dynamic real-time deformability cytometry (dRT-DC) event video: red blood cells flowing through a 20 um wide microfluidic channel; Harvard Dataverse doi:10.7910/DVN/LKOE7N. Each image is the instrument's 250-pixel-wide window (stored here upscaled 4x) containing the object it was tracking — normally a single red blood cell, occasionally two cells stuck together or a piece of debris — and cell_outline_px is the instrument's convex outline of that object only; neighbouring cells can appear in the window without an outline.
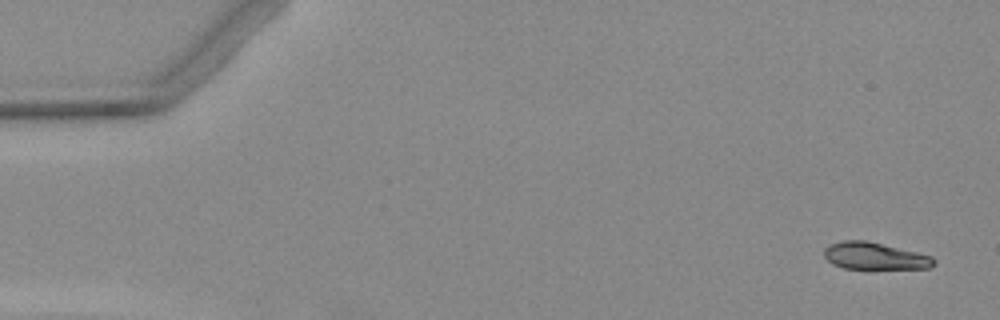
{"species": "Egyptian fruit bat (a non-hibernating species)", "species_latin": "Rousettus aegyptiacus", "temperature_condition": "warm", "stored_images_in_passage": 6, "camera_frame_rate_fps": 3000, "um_per_image_px": 0.085, "animal": {"sex": "female"}, "frame": {"image": 1, "passage_image": 1, "time_ms": 0.0, "image_size_px": [1000, 320], "cell_outline_px": [[936, 264], [928, 268], [844, 268], [832, 264], [824, 256], [824, 248], [832, 244], [844, 240], [864, 240], [916, 252], [932, 256], [936, 260]], "centroid_in_image_um": [74.35, 21.76], "position_along_channel_um": 10.7, "area_um2": 16.99}}
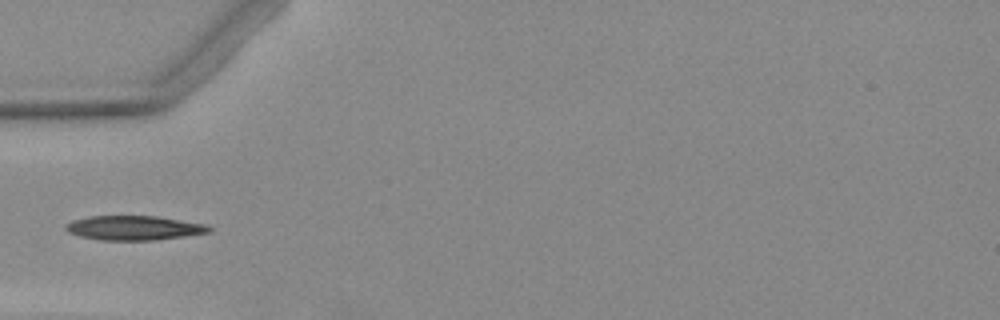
{"frame": {"image": 2, "passage_image": 5, "time_ms": 5.0, "image_size_px": [1000, 320], "cell_outline_px": [[212, 232], [156, 240], [100, 240], [80, 236], [68, 232], [64, 228], [72, 220], [88, 216], [156, 216], [204, 224], [212, 228]], "centroid_in_image_um": [11.38, 19.37], "position_along_channel_um": 73.6, "area_um2": 20.29}}
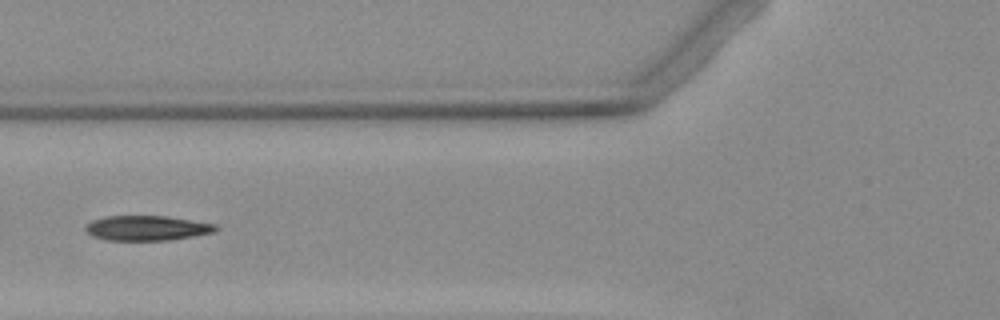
{"frame": {"image": 3, "passage_image": 6, "time_ms": 6.0, "image_size_px": [1000, 320], "cell_outline_px": [[220, 228], [216, 232], [196, 236], [168, 240], [108, 240], [92, 236], [84, 228], [92, 220], [104, 216], [164, 216], [216, 224]], "centroid_in_image_um": [12.52, 19.39], "position_along_channel_um": 113.3, "area_um2": 18.9}}